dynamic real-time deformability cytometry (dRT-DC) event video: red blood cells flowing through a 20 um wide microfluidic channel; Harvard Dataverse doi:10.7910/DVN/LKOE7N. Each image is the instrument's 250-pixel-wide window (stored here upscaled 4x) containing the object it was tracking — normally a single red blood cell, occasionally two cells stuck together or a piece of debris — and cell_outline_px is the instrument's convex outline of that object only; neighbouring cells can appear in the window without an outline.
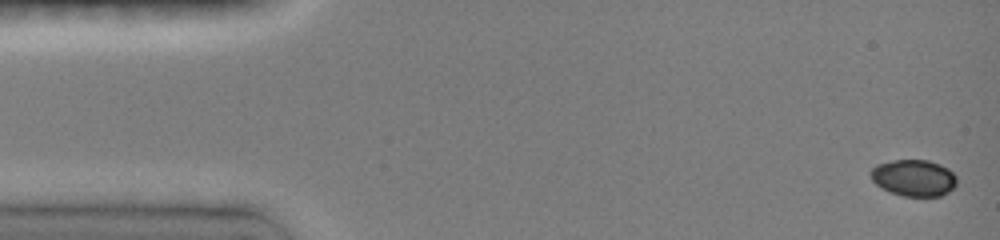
{"species": "common noctule bat (a hibernating species)", "species_latin": "Nyctalus noctula", "temperature_condition": "room temperature", "stored_images_in_passage": 10, "camera_frame_rate_fps": 3000, "um_per_image_px": 0.085, "animal": {"sex": "female", "body_mass_g": 19.0, "forearm_length_mm": 51.5}, "frame": {"image": 1, "passage_image": 1, "time_ms": 0.0, "image_size_px": [1000, 240], "cell_outline_px": [[956, 184], [948, 192], [940, 196], [904, 196], [892, 192], [876, 184], [872, 180], [872, 168], [876, 164], [896, 160], [928, 160], [940, 164], [948, 168], [956, 176]], "centroid_in_image_um": [77.7, 15.11], "position_along_channel_um": 7.3, "area_um2": 18.09}}
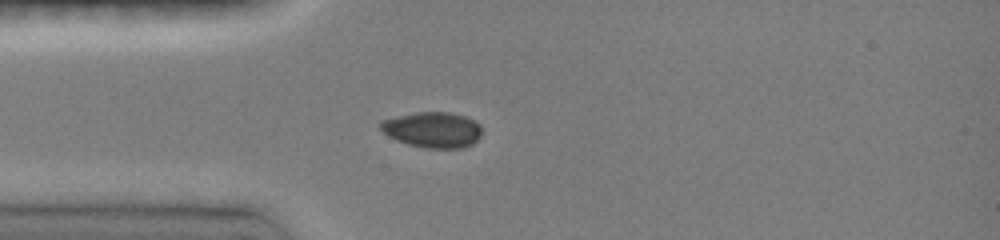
{"frame": {"image": 2, "passage_image": 9, "time_ms": 3.667, "image_size_px": [1000, 240], "cell_outline_px": [[480, 136], [472, 144], [464, 148], [424, 148], [408, 144], [396, 140], [388, 136], [380, 128], [380, 120], [416, 112], [448, 112], [464, 116], [476, 120], [480, 124]], "centroid_in_image_um": [36.77, 11.03], "position_along_channel_um": 48.2, "area_um2": 21.1}}